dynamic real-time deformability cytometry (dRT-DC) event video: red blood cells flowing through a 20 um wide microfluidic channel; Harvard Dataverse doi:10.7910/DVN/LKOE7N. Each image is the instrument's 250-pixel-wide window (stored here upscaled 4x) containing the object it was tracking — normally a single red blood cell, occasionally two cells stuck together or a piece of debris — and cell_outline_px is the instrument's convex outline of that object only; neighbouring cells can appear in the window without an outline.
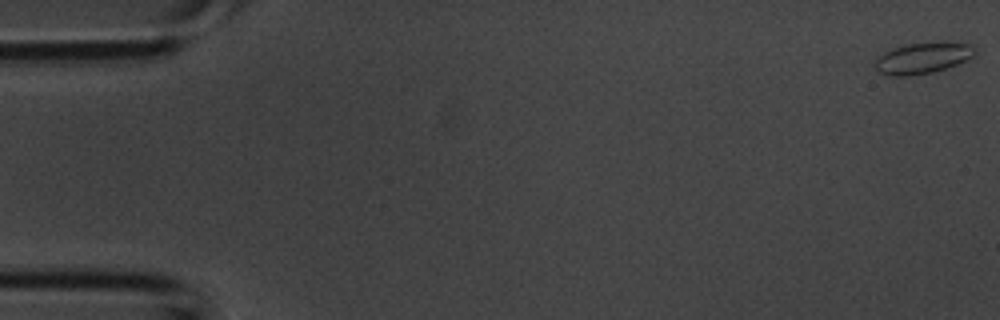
{"species": "common noctule bat (a hibernating species)", "species_latin": "Nyctalus noctula", "temperature_condition": "room temperature", "stored_images_in_passage": 42, "camera_frame_rate_fps": 3000, "um_per_image_px": 0.085, "animal": {"sex": "male", "body_mass_g": 20.1, "forearm_length_mm": 53.5}, "frame": {"image": 1, "passage_image": 1, "time_ms": 0.0, "image_size_px": [1000, 320], "cell_outline_px": [[976, 56], [956, 64], [932, 72], [908, 76], [892, 76], [880, 72], [872, 64], [876, 56], [892, 48], [908, 44], [972, 44], [976, 48]], "centroid_in_image_um": [78.37, 4.96], "position_along_channel_um": 6.6, "area_um2": 17.69}}
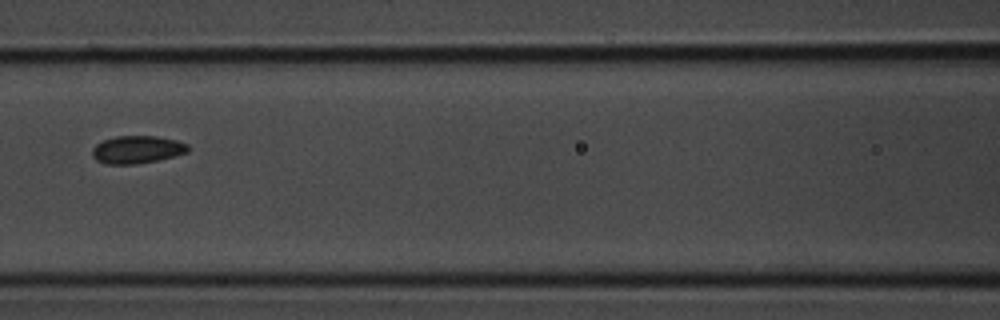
{"frame": {"image": 2, "passage_image": 19, "time_ms": 6.0, "image_size_px": [1000, 320], "cell_outline_px": [[188, 152], [156, 160], [136, 164], [104, 164], [96, 160], [92, 156], [92, 148], [96, 144], [104, 140], [116, 136], [156, 136], [176, 140], [188, 144]], "centroid_in_image_um": [11.61, 12.71], "position_along_channel_um": 155.0, "area_um2": 15.37}}
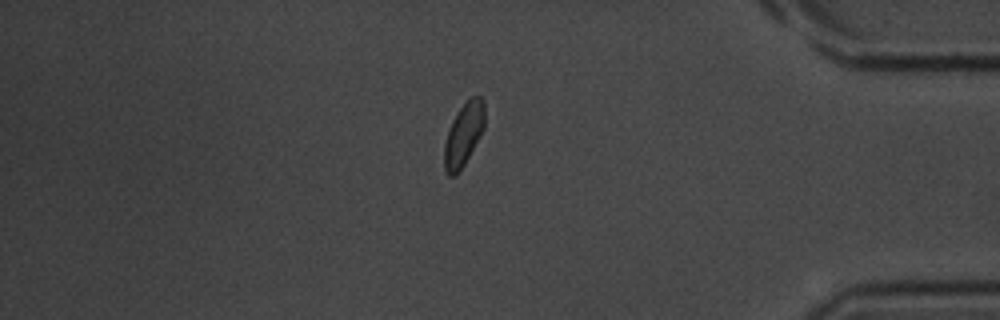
{"frame": {"image": 3, "passage_image": 36, "time_ms": 11.667, "image_size_px": [1000, 320], "cell_outline_px": [[484, 128], [480, 136], [464, 164], [456, 176], [448, 176], [444, 172], [444, 144], [452, 120], [456, 112], [472, 96], [480, 96], [484, 100]], "centroid_in_image_um": [39.39, 11.45], "position_along_channel_um": 395.8, "area_um2": 14.8}}